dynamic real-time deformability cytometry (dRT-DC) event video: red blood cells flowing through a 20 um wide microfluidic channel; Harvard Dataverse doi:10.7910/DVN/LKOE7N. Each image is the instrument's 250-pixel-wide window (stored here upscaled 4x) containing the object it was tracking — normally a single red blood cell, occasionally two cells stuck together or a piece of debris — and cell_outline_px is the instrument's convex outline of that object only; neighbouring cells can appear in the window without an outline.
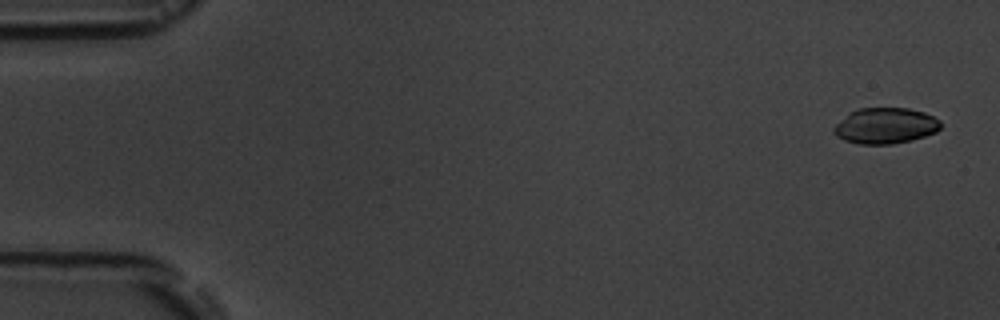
{"species": "common noctule bat (a hibernating species)", "species_latin": "Nyctalus noctula", "temperature_condition": "room temperature", "stored_images_in_passage": 15, "camera_frame_rate_fps": 3000, "um_per_image_px": 0.085, "animal": {"sex": "male", "body_mass_g": 19.5, "forearm_length_mm": 54.6}, "frame": {"image": 1, "passage_image": 1, "time_ms": 0.0, "image_size_px": [1000, 320], "cell_outline_px": [[940, 128], [936, 132], [912, 140], [892, 144], [860, 144], [844, 140], [836, 136], [832, 132], [832, 128], [848, 112], [860, 108], [908, 108], [924, 112], [940, 120]], "centroid_in_image_um": [75.23, 10.69], "position_along_channel_um": 9.8, "area_um2": 22.43}}
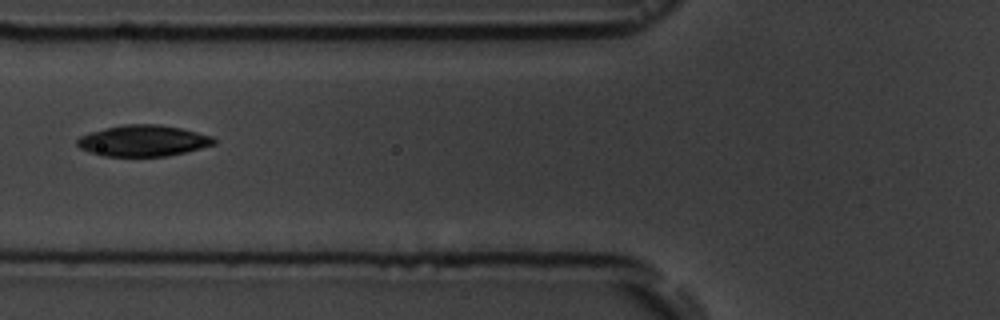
{"frame": {"image": 2, "passage_image": 6, "time_ms": 6.667, "image_size_px": [1000, 320], "cell_outline_px": [[216, 144], [168, 156], [104, 156], [80, 148], [76, 144], [76, 140], [80, 136], [88, 132], [124, 124], [160, 124], [180, 128], [212, 136], [216, 140]], "centroid_in_image_um": [12.16, 11.95], "position_along_channel_um": 113.6, "area_um2": 24.74}}
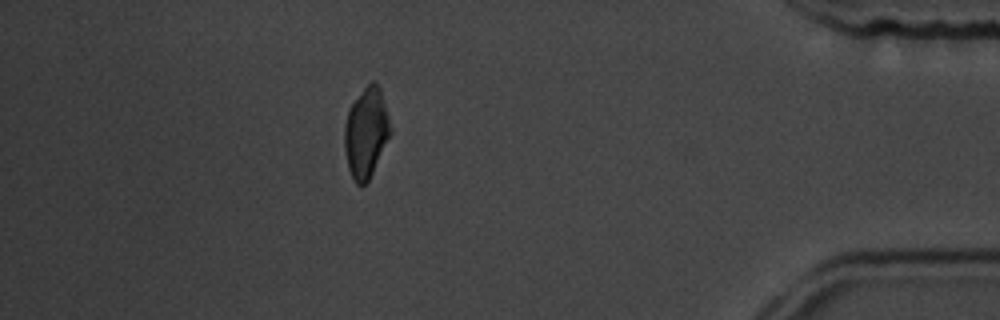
{"frame": {"image": 3, "passage_image": 14, "time_ms": 16.0, "image_size_px": [1000, 320], "cell_outline_px": [[392, 132], [368, 180], [364, 184], [356, 184], [348, 168], [344, 148], [344, 124], [348, 108], [364, 88], [372, 80], [376, 80], [380, 88], [392, 128]], "centroid_in_image_um": [31.11, 11.24], "position_along_channel_um": 404.1, "area_um2": 24.04}, "authors_computed_cell_mechanics": {"area_um2": 24.5072, "velocity_mm_per_s": 3.5975, "shape_relaxation_time_tau1_ms": 2.4221, "shape_relaxation_time_tau2_ms": null, "deformation_change_tau1": 0.0789, "deformation_change_tau2": null}}